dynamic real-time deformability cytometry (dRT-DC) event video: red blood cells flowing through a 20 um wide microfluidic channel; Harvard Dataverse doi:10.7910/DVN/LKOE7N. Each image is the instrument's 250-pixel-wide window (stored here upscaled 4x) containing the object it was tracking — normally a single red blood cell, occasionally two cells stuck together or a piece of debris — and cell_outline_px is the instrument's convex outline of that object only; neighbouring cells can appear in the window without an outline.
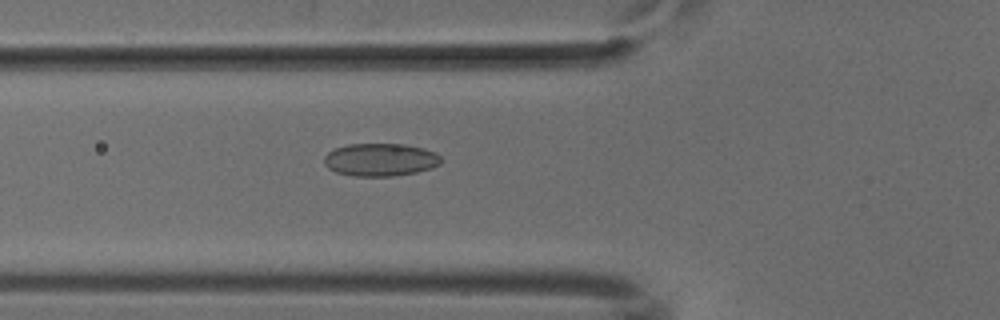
{"species": "common noctule bat (a hibernating species)", "species_latin": "Nyctalus noctula", "temperature_condition": "cold", "stored_images_in_passage": 32, "camera_frame_rate_fps": 3000, "um_per_image_px": 0.085, "animal": {"sex": "male", "body_mass_g": 18.8}, "frame": {"image": 1, "passage_image": 4, "time_ms": 1.0, "image_size_px": [1000, 320], "cell_outline_px": [[440, 164], [432, 168], [416, 172], [392, 176], [356, 176], [336, 172], [328, 168], [324, 164], [324, 156], [328, 152], [336, 148], [348, 144], [404, 144], [424, 148], [436, 152], [440, 156]], "centroid_in_image_um": [32.33, 13.57], "position_along_channel_um": 93.5, "area_um2": 22.37}}
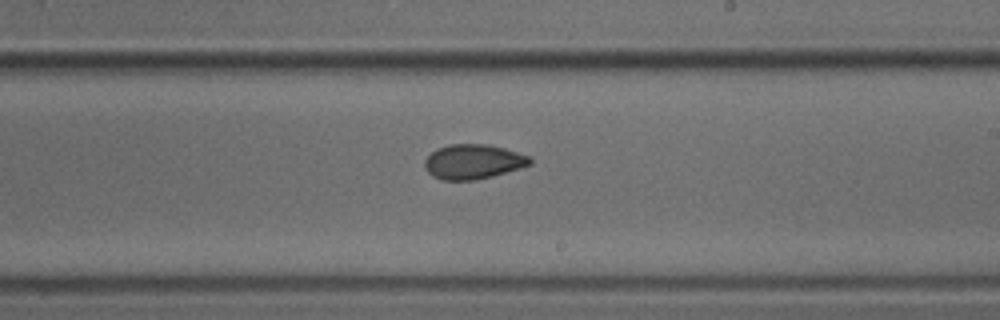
{"frame": {"image": 2, "passage_image": 16, "time_ms": 5.0, "image_size_px": [1000, 320], "cell_outline_px": [[532, 164], [520, 168], [492, 176], [476, 180], [440, 180], [432, 176], [424, 168], [424, 160], [436, 148], [448, 144], [488, 144], [504, 148], [528, 156], [532, 160]], "centroid_in_image_um": [40.18, 13.74], "position_along_channel_um": 248.8, "area_um2": 21.39}}
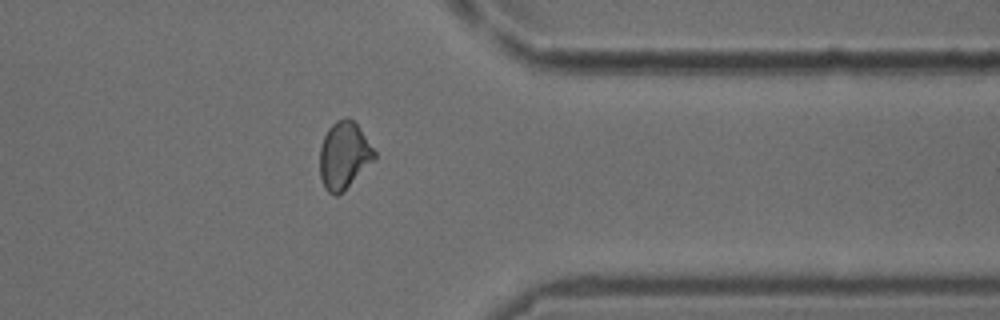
{"frame": {"image": 3, "passage_image": 27, "time_ms": 8.667, "image_size_px": [1000, 320], "cell_outline_px": [[376, 160], [336, 196], [328, 192], [324, 188], [320, 176], [320, 148], [324, 136], [328, 128], [336, 120], [348, 116], [356, 124], [376, 152]], "centroid_in_image_um": [29.24, 13.2], "position_along_channel_um": 382.2, "area_um2": 21.21}}